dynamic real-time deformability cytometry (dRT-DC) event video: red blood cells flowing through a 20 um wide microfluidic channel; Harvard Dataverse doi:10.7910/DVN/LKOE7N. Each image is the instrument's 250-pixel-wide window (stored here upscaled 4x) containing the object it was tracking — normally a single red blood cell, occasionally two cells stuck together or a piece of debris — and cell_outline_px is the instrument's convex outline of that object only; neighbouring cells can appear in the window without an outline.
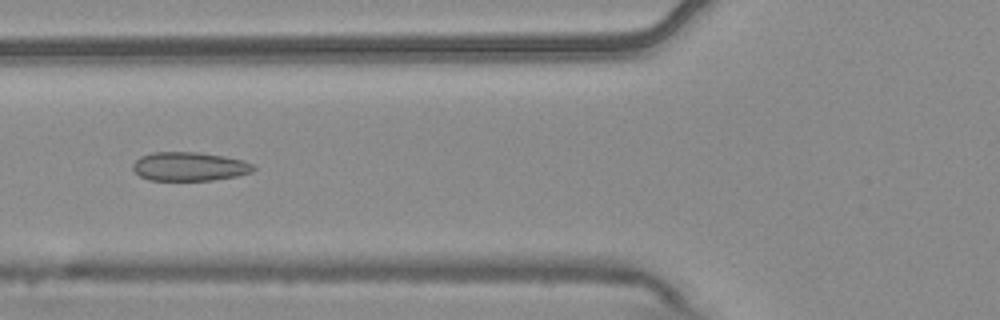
{"species": "common noctule bat (a hibernating species)", "species_latin": "Nyctalus noctula", "temperature_condition": "warm", "stored_images_in_passage": 7, "camera_frame_rate_fps": 3000, "um_per_image_px": 0.085, "animal": {"sex": "male", "body_mass_g": 20.4}, "frame": {"image": 1, "passage_image": 5, "time_ms": 1.333, "image_size_px": [1000, 320], "cell_outline_px": [[256, 168], [252, 172], [236, 176], [212, 180], [148, 180], [140, 176], [132, 168], [132, 164], [140, 156], [152, 152], [196, 152], [224, 156], [244, 160], [252, 164]], "centroid_in_image_um": [16.09, 14.15], "position_along_channel_um": 109.7, "area_um2": 20.29}}
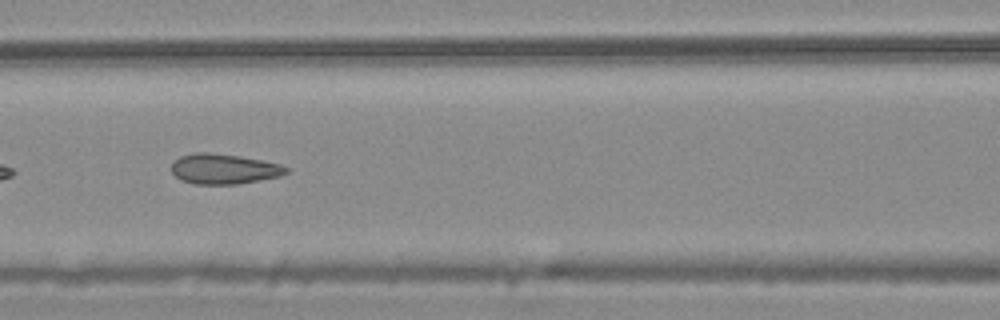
{"frame": {"image": 2, "passage_image": 6, "time_ms": 1.667, "image_size_px": [1000, 320], "cell_outline_px": [[288, 172], [280, 176], [236, 184], [196, 184], [180, 180], [172, 172], [172, 164], [180, 156], [196, 152], [208, 152], [240, 156], [280, 164], [288, 168]], "centroid_in_image_um": [19.02, 14.36], "position_along_channel_um": 147.6, "area_um2": 20.0}}
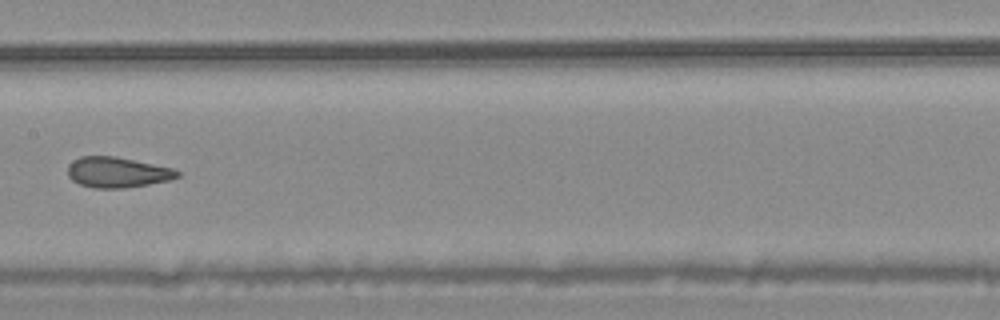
{"frame": {"image": 3, "passage_image": 7, "time_ms": 2.0, "image_size_px": [1000, 320], "cell_outline_px": [[180, 176], [168, 180], [148, 184], [124, 188], [92, 188], [80, 184], [72, 180], [68, 176], [68, 164], [72, 160], [80, 156], [116, 156], [172, 168], [180, 172]], "centroid_in_image_um": [9.93, 14.64], "position_along_channel_um": 197.5, "area_um2": 19.48}}